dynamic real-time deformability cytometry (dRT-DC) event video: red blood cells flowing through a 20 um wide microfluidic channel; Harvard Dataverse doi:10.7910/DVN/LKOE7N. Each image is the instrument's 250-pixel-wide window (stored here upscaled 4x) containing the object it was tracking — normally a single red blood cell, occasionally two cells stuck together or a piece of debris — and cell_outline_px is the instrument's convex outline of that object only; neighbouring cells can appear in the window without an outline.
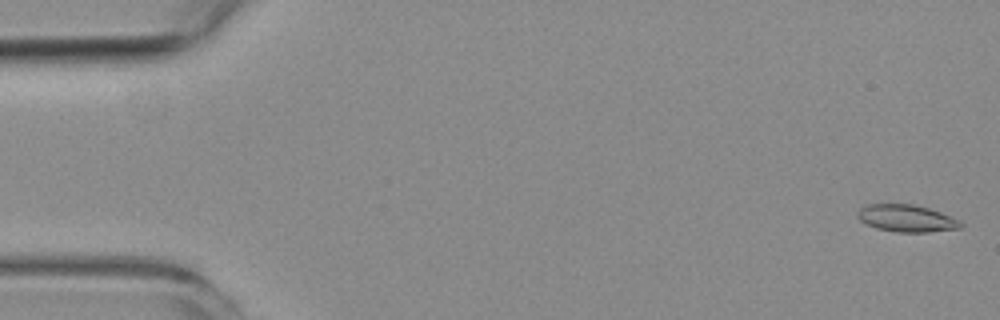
{"species": "common noctule bat (a hibernating species)", "species_latin": "Nyctalus noctula", "temperature_condition": "room temperature", "stored_images_in_passage": 5, "camera_frame_rate_fps": 3000, "um_per_image_px": 0.085, "animal": {"sex": "female", "body_mass_g": 19.3, "forearm_length_mm": 54.1}, "frame": {"image": 1, "passage_image": 1, "time_ms": 0.0, "image_size_px": [1000, 320], "cell_outline_px": [[964, 224], [960, 228], [928, 232], [896, 232], [876, 228], [860, 220], [856, 216], [856, 212], [860, 208], [868, 204], [912, 204], [928, 208], [940, 212], [960, 220]], "centroid_in_image_um": [77.05, 18.56], "position_along_channel_um": 8.0, "area_um2": 16.3}}
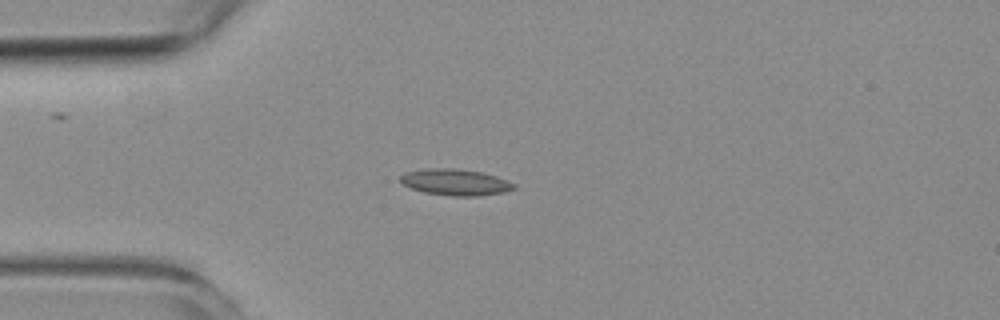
{"frame": {"image": 2, "passage_image": 4, "time_ms": 4.333, "image_size_px": [1000, 320], "cell_outline_px": [[516, 188], [504, 192], [476, 196], [452, 196], [424, 192], [412, 188], [404, 184], [400, 180], [400, 176], [404, 172], [424, 168], [452, 168], [484, 172], [496, 176], [516, 184]], "centroid_in_image_um": [38.71, 15.47], "position_along_channel_um": 46.3, "area_um2": 17.46}}